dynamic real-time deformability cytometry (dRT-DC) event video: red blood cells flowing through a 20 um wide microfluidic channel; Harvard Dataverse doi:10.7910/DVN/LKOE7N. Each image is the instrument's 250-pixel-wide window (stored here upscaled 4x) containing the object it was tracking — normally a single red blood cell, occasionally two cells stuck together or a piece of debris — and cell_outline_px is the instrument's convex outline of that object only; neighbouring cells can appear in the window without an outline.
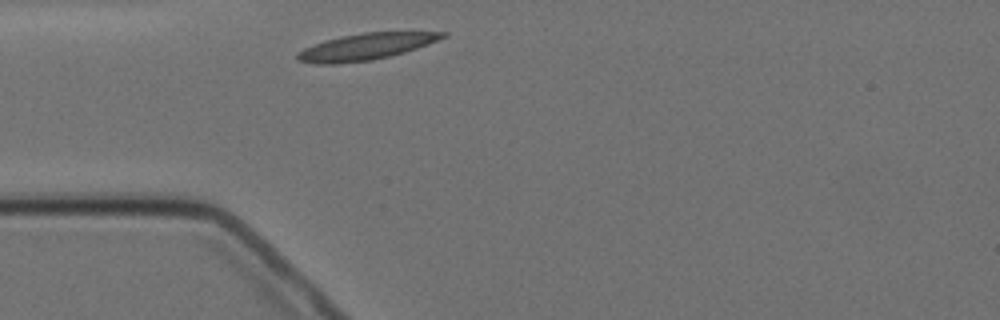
{"species": "Egyptian fruit bat (a non-hibernating species)", "species_latin": "Rousettus aegyptiacus", "temperature_condition": "cold", "stored_images_in_passage": 1, "camera_frame_rate_fps": 3000, "um_per_image_px": 0.085, "animal": {"sex": "female"}, "frame": {"image": 1, "passage_image": 1, "time_ms": 0.0, "image_size_px": [1000, 320], "cell_outline_px": [[448, 36], [428, 44], [404, 52], [372, 60], [336, 64], [316, 64], [296, 60], [296, 52], [312, 44], [324, 40], [340, 36], [364, 32], [448, 32]], "centroid_in_image_um": [31.04, 3.96], "position_along_channel_um": 54.0, "area_um2": 22.48}}